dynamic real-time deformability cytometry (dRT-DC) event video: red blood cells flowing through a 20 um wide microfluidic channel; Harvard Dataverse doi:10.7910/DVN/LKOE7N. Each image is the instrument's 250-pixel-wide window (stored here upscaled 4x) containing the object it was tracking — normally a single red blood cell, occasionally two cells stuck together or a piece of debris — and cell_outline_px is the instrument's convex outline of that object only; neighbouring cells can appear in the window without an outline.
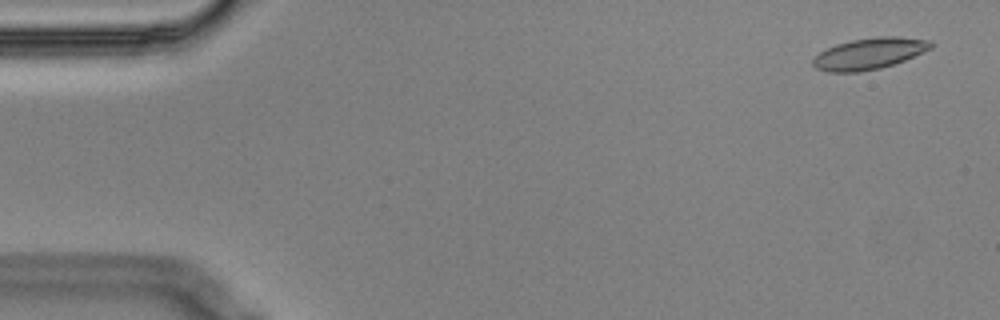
{"species": "Egyptian fruit bat (a non-hibernating species)", "species_latin": "Rousettus aegyptiacus", "temperature_condition": "cold", "stored_images_in_passage": 5, "camera_frame_rate_fps": 3000, "um_per_image_px": 0.085, "animal": {"sex": "male"}, "frame": {"image": 1, "passage_image": 1, "time_ms": 0.0, "image_size_px": [1000, 320], "cell_outline_px": [[932, 48], [904, 60], [880, 68], [860, 72], [828, 72], [816, 68], [812, 64], [812, 60], [820, 52], [836, 44], [852, 40], [880, 36], [896, 36], [932, 40]], "centroid_in_image_um": [73.89, 4.55], "position_along_channel_um": 11.1, "area_um2": 21.39}}
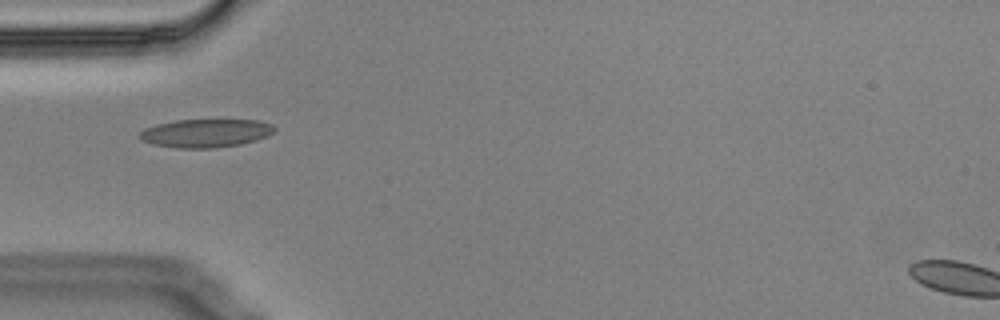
{"frame": {"image": 2, "passage_image": 5, "time_ms": 1.333, "image_size_px": [1000, 320], "cell_outline_px": [[276, 128], [272, 132], [256, 140], [240, 144], [216, 148], [176, 148], [156, 144], [140, 140], [136, 136], [144, 128], [156, 124], [176, 120], [260, 120], [272, 124]], "centroid_in_image_um": [17.44, 11.31], "position_along_channel_um": 67.6, "area_um2": 22.25}}